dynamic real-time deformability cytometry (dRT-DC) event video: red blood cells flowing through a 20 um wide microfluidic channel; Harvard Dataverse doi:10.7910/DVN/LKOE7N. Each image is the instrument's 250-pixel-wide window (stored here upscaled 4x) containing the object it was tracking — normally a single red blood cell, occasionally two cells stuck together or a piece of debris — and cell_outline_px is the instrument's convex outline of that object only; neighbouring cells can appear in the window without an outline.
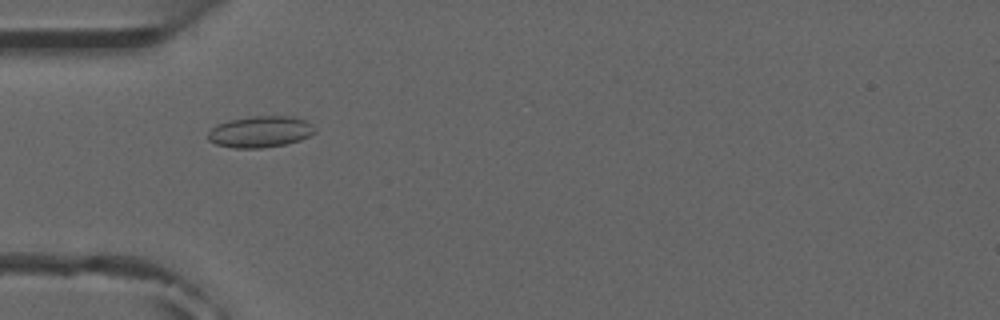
{"species": "common noctule bat (a hibernating species)", "species_latin": "Nyctalus noctula", "temperature_condition": "room temperature", "stored_images_in_passage": 5, "camera_frame_rate_fps": 3000, "um_per_image_px": 0.085, "animal": {"sex": "male", "forearm_length_mm": 52.5}, "frame": {"image": 1, "passage_image": 5, "time_ms": 4.667, "image_size_px": [1000, 320], "cell_outline_px": [[316, 132], [300, 140], [284, 144], [260, 148], [236, 148], [216, 144], [208, 140], [208, 132], [216, 124], [228, 120], [252, 116], [292, 116], [304, 120], [312, 124], [316, 128]], "centroid_in_image_um": [22.12, 11.19], "position_along_channel_um": 62.9, "area_um2": 19.54}}